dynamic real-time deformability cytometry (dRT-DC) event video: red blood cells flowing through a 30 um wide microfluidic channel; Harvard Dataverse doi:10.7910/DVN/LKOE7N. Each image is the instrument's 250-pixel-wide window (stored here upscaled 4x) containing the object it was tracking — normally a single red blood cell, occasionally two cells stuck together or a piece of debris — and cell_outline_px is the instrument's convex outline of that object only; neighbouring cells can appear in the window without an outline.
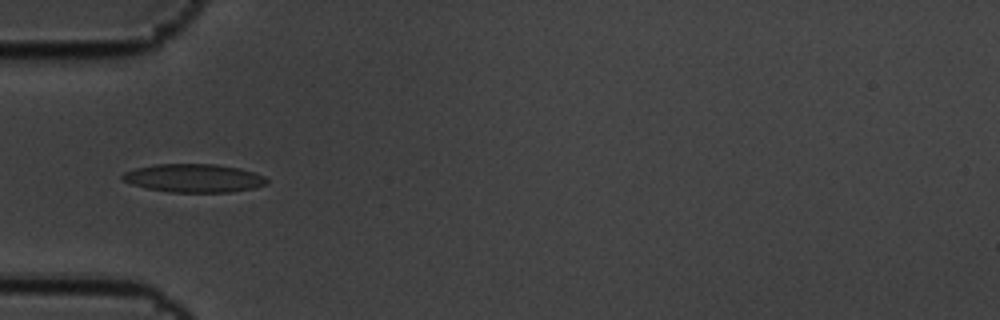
{"species": "common noctule bat (a hibernating species)", "species_latin": "Nyctalus noctula", "temperature_condition": "cold", "stored_images_in_passage": 7, "camera_frame_rate_fps": 3000, "um_per_image_px": 0.085, "animal": {"sex": "male", "body_mass_g": 19.5, "forearm_length_mm": 54.6}, "frame": {"image": 1, "passage_image": 5, "time_ms": 1.333, "image_size_px": [1000, 320], "cell_outline_px": [[268, 184], [252, 188], [232, 192], [168, 192], [148, 188], [132, 184], [124, 180], [120, 176], [124, 172], [136, 168], [156, 164], [216, 164], [240, 168], [264, 176], [268, 180]], "centroid_in_image_um": [16.49, 15.14], "position_along_channel_um": 68.5, "area_um2": 23.76}}
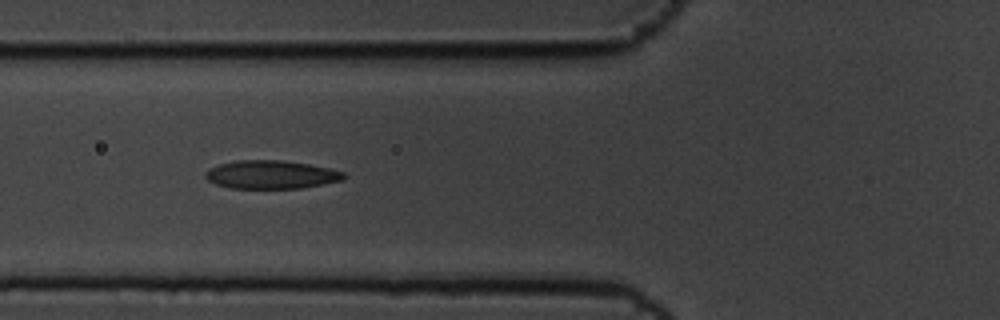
{"frame": {"image": 2, "passage_image": 6, "time_ms": 1.667, "image_size_px": [1000, 320], "cell_outline_px": [[348, 176], [344, 180], [324, 184], [300, 188], [228, 188], [216, 184], [208, 180], [204, 176], [204, 172], [220, 164], [236, 160], [280, 160], [308, 164], [328, 168], [344, 172]], "centroid_in_image_um": [23.07, 14.84], "position_along_channel_um": 102.7, "area_um2": 22.83}}
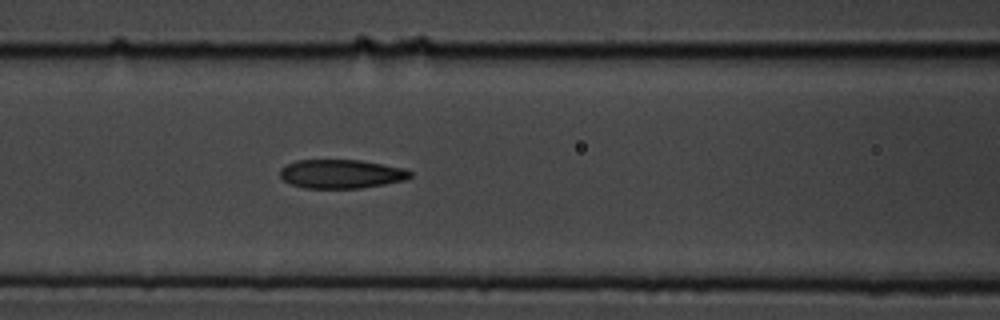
{"frame": {"image": 3, "passage_image": 7, "time_ms": 2.0, "image_size_px": [1000, 320], "cell_outline_px": [[412, 176], [404, 180], [384, 184], [360, 188], [304, 188], [292, 184], [284, 180], [280, 176], [280, 168], [296, 160], [360, 160], [404, 168], [412, 172]], "centroid_in_image_um": [29.0, 14.78], "position_along_channel_um": 137.6, "area_um2": 21.79}}